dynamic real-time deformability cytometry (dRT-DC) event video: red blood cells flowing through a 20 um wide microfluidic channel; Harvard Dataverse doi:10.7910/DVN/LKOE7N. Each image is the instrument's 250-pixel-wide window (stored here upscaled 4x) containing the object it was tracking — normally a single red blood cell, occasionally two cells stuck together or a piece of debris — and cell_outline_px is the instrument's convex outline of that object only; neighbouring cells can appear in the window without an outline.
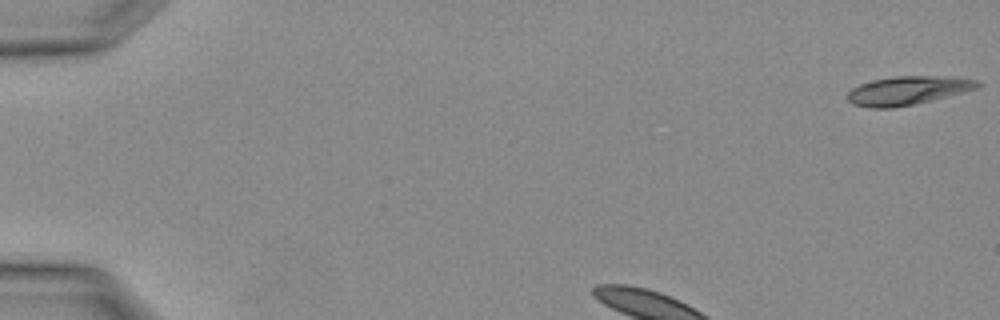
{"species": "Egyptian fruit bat (a non-hibernating species)", "species_latin": "Rousettus aegyptiacus", "temperature_condition": "warm", "stored_images_in_passage": 3, "camera_frame_rate_fps": 3000, "um_per_image_px": 0.085, "animal": {"sex": "female"}, "frame": {"image": 1, "passage_image": 1, "time_ms": 0.0, "image_size_px": [1000, 320], "cell_outline_px": [[984, 84], [980, 88], [912, 104], [892, 108], [868, 108], [852, 104], [848, 100], [848, 92], [852, 88], [860, 84], [872, 80], [892, 76], [956, 76], [976, 80]], "centroid_in_image_um": [77.18, 7.68], "position_along_channel_um": 7.8, "area_um2": 21.79}}